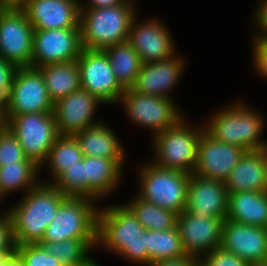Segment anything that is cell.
<instances>
[{
	"label": "cell",
	"instance_id": "cell-15",
	"mask_svg": "<svg viewBox=\"0 0 267 266\" xmlns=\"http://www.w3.org/2000/svg\"><path fill=\"white\" fill-rule=\"evenodd\" d=\"M245 152L239 146L218 141L204 130L198 143L194 174L224 182Z\"/></svg>",
	"mask_w": 267,
	"mask_h": 266
},
{
	"label": "cell",
	"instance_id": "cell-16",
	"mask_svg": "<svg viewBox=\"0 0 267 266\" xmlns=\"http://www.w3.org/2000/svg\"><path fill=\"white\" fill-rule=\"evenodd\" d=\"M221 247L249 265L264 264L267 259V228L225 219Z\"/></svg>",
	"mask_w": 267,
	"mask_h": 266
},
{
	"label": "cell",
	"instance_id": "cell-24",
	"mask_svg": "<svg viewBox=\"0 0 267 266\" xmlns=\"http://www.w3.org/2000/svg\"><path fill=\"white\" fill-rule=\"evenodd\" d=\"M124 159H107L85 156V177L87 178V198L105 196L120 180Z\"/></svg>",
	"mask_w": 267,
	"mask_h": 266
},
{
	"label": "cell",
	"instance_id": "cell-27",
	"mask_svg": "<svg viewBox=\"0 0 267 266\" xmlns=\"http://www.w3.org/2000/svg\"><path fill=\"white\" fill-rule=\"evenodd\" d=\"M110 62L111 68L119 84L131 88L142 67L138 53L128 41L117 43L103 50Z\"/></svg>",
	"mask_w": 267,
	"mask_h": 266
},
{
	"label": "cell",
	"instance_id": "cell-20",
	"mask_svg": "<svg viewBox=\"0 0 267 266\" xmlns=\"http://www.w3.org/2000/svg\"><path fill=\"white\" fill-rule=\"evenodd\" d=\"M127 41L140 56L142 64L168 60L174 56L172 38L157 20L137 25L134 18Z\"/></svg>",
	"mask_w": 267,
	"mask_h": 266
},
{
	"label": "cell",
	"instance_id": "cell-49",
	"mask_svg": "<svg viewBox=\"0 0 267 266\" xmlns=\"http://www.w3.org/2000/svg\"><path fill=\"white\" fill-rule=\"evenodd\" d=\"M250 266H266L265 264H256V265H250Z\"/></svg>",
	"mask_w": 267,
	"mask_h": 266
},
{
	"label": "cell",
	"instance_id": "cell-39",
	"mask_svg": "<svg viewBox=\"0 0 267 266\" xmlns=\"http://www.w3.org/2000/svg\"><path fill=\"white\" fill-rule=\"evenodd\" d=\"M254 39V62L258 72L267 78V39L258 36Z\"/></svg>",
	"mask_w": 267,
	"mask_h": 266
},
{
	"label": "cell",
	"instance_id": "cell-45",
	"mask_svg": "<svg viewBox=\"0 0 267 266\" xmlns=\"http://www.w3.org/2000/svg\"><path fill=\"white\" fill-rule=\"evenodd\" d=\"M7 124L6 107H0V133L7 129Z\"/></svg>",
	"mask_w": 267,
	"mask_h": 266
},
{
	"label": "cell",
	"instance_id": "cell-21",
	"mask_svg": "<svg viewBox=\"0 0 267 266\" xmlns=\"http://www.w3.org/2000/svg\"><path fill=\"white\" fill-rule=\"evenodd\" d=\"M224 183L228 193L267 192V149L246 151Z\"/></svg>",
	"mask_w": 267,
	"mask_h": 266
},
{
	"label": "cell",
	"instance_id": "cell-38",
	"mask_svg": "<svg viewBox=\"0 0 267 266\" xmlns=\"http://www.w3.org/2000/svg\"><path fill=\"white\" fill-rule=\"evenodd\" d=\"M18 67L0 57V97L6 102Z\"/></svg>",
	"mask_w": 267,
	"mask_h": 266
},
{
	"label": "cell",
	"instance_id": "cell-25",
	"mask_svg": "<svg viewBox=\"0 0 267 266\" xmlns=\"http://www.w3.org/2000/svg\"><path fill=\"white\" fill-rule=\"evenodd\" d=\"M83 156L123 159L124 151L117 136L103 123L86 128L74 135Z\"/></svg>",
	"mask_w": 267,
	"mask_h": 266
},
{
	"label": "cell",
	"instance_id": "cell-36",
	"mask_svg": "<svg viewBox=\"0 0 267 266\" xmlns=\"http://www.w3.org/2000/svg\"><path fill=\"white\" fill-rule=\"evenodd\" d=\"M204 256L199 261L202 266H250L239 256L222 247L215 248Z\"/></svg>",
	"mask_w": 267,
	"mask_h": 266
},
{
	"label": "cell",
	"instance_id": "cell-13",
	"mask_svg": "<svg viewBox=\"0 0 267 266\" xmlns=\"http://www.w3.org/2000/svg\"><path fill=\"white\" fill-rule=\"evenodd\" d=\"M120 100L134 122L151 128L156 134L169 129L183 118L170 97L150 96L126 88Z\"/></svg>",
	"mask_w": 267,
	"mask_h": 266
},
{
	"label": "cell",
	"instance_id": "cell-47",
	"mask_svg": "<svg viewBox=\"0 0 267 266\" xmlns=\"http://www.w3.org/2000/svg\"><path fill=\"white\" fill-rule=\"evenodd\" d=\"M0 107H6V102L0 97Z\"/></svg>",
	"mask_w": 267,
	"mask_h": 266
},
{
	"label": "cell",
	"instance_id": "cell-28",
	"mask_svg": "<svg viewBox=\"0 0 267 266\" xmlns=\"http://www.w3.org/2000/svg\"><path fill=\"white\" fill-rule=\"evenodd\" d=\"M147 265L186 256L177 227L164 231L145 230Z\"/></svg>",
	"mask_w": 267,
	"mask_h": 266
},
{
	"label": "cell",
	"instance_id": "cell-42",
	"mask_svg": "<svg viewBox=\"0 0 267 266\" xmlns=\"http://www.w3.org/2000/svg\"><path fill=\"white\" fill-rule=\"evenodd\" d=\"M90 7L87 9H92V8H107V7H114L118 5H122L126 3V0H89Z\"/></svg>",
	"mask_w": 267,
	"mask_h": 266
},
{
	"label": "cell",
	"instance_id": "cell-41",
	"mask_svg": "<svg viewBox=\"0 0 267 266\" xmlns=\"http://www.w3.org/2000/svg\"><path fill=\"white\" fill-rule=\"evenodd\" d=\"M257 10V23L262 31L261 35L258 34V37L267 39V0H262Z\"/></svg>",
	"mask_w": 267,
	"mask_h": 266
},
{
	"label": "cell",
	"instance_id": "cell-7",
	"mask_svg": "<svg viewBox=\"0 0 267 266\" xmlns=\"http://www.w3.org/2000/svg\"><path fill=\"white\" fill-rule=\"evenodd\" d=\"M181 118L174 126L155 134L157 160L154 164L164 169H173L193 174L197 161V148L202 132L184 124Z\"/></svg>",
	"mask_w": 267,
	"mask_h": 266
},
{
	"label": "cell",
	"instance_id": "cell-14",
	"mask_svg": "<svg viewBox=\"0 0 267 266\" xmlns=\"http://www.w3.org/2000/svg\"><path fill=\"white\" fill-rule=\"evenodd\" d=\"M226 218L196 217L187 211L178 214V229L184 253L200 260L215 248L221 247L222 228Z\"/></svg>",
	"mask_w": 267,
	"mask_h": 266
},
{
	"label": "cell",
	"instance_id": "cell-31",
	"mask_svg": "<svg viewBox=\"0 0 267 266\" xmlns=\"http://www.w3.org/2000/svg\"><path fill=\"white\" fill-rule=\"evenodd\" d=\"M39 166L34 161H20L0 167V195L24 187L32 189L38 185L35 177Z\"/></svg>",
	"mask_w": 267,
	"mask_h": 266
},
{
	"label": "cell",
	"instance_id": "cell-30",
	"mask_svg": "<svg viewBox=\"0 0 267 266\" xmlns=\"http://www.w3.org/2000/svg\"><path fill=\"white\" fill-rule=\"evenodd\" d=\"M97 239H68L61 242H40L44 249L56 257L61 266H82L90 259L88 252Z\"/></svg>",
	"mask_w": 267,
	"mask_h": 266
},
{
	"label": "cell",
	"instance_id": "cell-32",
	"mask_svg": "<svg viewBox=\"0 0 267 266\" xmlns=\"http://www.w3.org/2000/svg\"><path fill=\"white\" fill-rule=\"evenodd\" d=\"M83 159L77 139L72 135H59L49 151L46 161L50 162L55 180L67 167L76 165Z\"/></svg>",
	"mask_w": 267,
	"mask_h": 266
},
{
	"label": "cell",
	"instance_id": "cell-33",
	"mask_svg": "<svg viewBox=\"0 0 267 266\" xmlns=\"http://www.w3.org/2000/svg\"><path fill=\"white\" fill-rule=\"evenodd\" d=\"M52 185L66 197L87 198L85 156L76 165L67 167Z\"/></svg>",
	"mask_w": 267,
	"mask_h": 266
},
{
	"label": "cell",
	"instance_id": "cell-44",
	"mask_svg": "<svg viewBox=\"0 0 267 266\" xmlns=\"http://www.w3.org/2000/svg\"><path fill=\"white\" fill-rule=\"evenodd\" d=\"M3 266H25L21 256L15 251L3 260Z\"/></svg>",
	"mask_w": 267,
	"mask_h": 266
},
{
	"label": "cell",
	"instance_id": "cell-5",
	"mask_svg": "<svg viewBox=\"0 0 267 266\" xmlns=\"http://www.w3.org/2000/svg\"><path fill=\"white\" fill-rule=\"evenodd\" d=\"M91 199L67 197L58 207L41 242L97 239L98 211Z\"/></svg>",
	"mask_w": 267,
	"mask_h": 266
},
{
	"label": "cell",
	"instance_id": "cell-1",
	"mask_svg": "<svg viewBox=\"0 0 267 266\" xmlns=\"http://www.w3.org/2000/svg\"><path fill=\"white\" fill-rule=\"evenodd\" d=\"M27 191L23 201L6 212L11 219L16 246L39 244L58 207L67 198L52 183H39Z\"/></svg>",
	"mask_w": 267,
	"mask_h": 266
},
{
	"label": "cell",
	"instance_id": "cell-26",
	"mask_svg": "<svg viewBox=\"0 0 267 266\" xmlns=\"http://www.w3.org/2000/svg\"><path fill=\"white\" fill-rule=\"evenodd\" d=\"M38 69L53 103L81 89L80 70L76 60L40 66Z\"/></svg>",
	"mask_w": 267,
	"mask_h": 266
},
{
	"label": "cell",
	"instance_id": "cell-8",
	"mask_svg": "<svg viewBox=\"0 0 267 266\" xmlns=\"http://www.w3.org/2000/svg\"><path fill=\"white\" fill-rule=\"evenodd\" d=\"M7 128L17 137L28 159L38 166L45 163L59 136L53 112L7 116Z\"/></svg>",
	"mask_w": 267,
	"mask_h": 266
},
{
	"label": "cell",
	"instance_id": "cell-17",
	"mask_svg": "<svg viewBox=\"0 0 267 266\" xmlns=\"http://www.w3.org/2000/svg\"><path fill=\"white\" fill-rule=\"evenodd\" d=\"M185 211L196 217L226 218L228 212V191L220 180L207 179L191 174L187 187Z\"/></svg>",
	"mask_w": 267,
	"mask_h": 266
},
{
	"label": "cell",
	"instance_id": "cell-29",
	"mask_svg": "<svg viewBox=\"0 0 267 266\" xmlns=\"http://www.w3.org/2000/svg\"><path fill=\"white\" fill-rule=\"evenodd\" d=\"M126 206L146 230L164 231L176 227L178 213L163 209L139 196Z\"/></svg>",
	"mask_w": 267,
	"mask_h": 266
},
{
	"label": "cell",
	"instance_id": "cell-3",
	"mask_svg": "<svg viewBox=\"0 0 267 266\" xmlns=\"http://www.w3.org/2000/svg\"><path fill=\"white\" fill-rule=\"evenodd\" d=\"M131 1L114 7L84 9L80 5L82 48L104 50L128 40L135 16Z\"/></svg>",
	"mask_w": 267,
	"mask_h": 266
},
{
	"label": "cell",
	"instance_id": "cell-2",
	"mask_svg": "<svg viewBox=\"0 0 267 266\" xmlns=\"http://www.w3.org/2000/svg\"><path fill=\"white\" fill-rule=\"evenodd\" d=\"M145 230L125 205L98 210L97 242L126 259L147 265Z\"/></svg>",
	"mask_w": 267,
	"mask_h": 266
},
{
	"label": "cell",
	"instance_id": "cell-48",
	"mask_svg": "<svg viewBox=\"0 0 267 266\" xmlns=\"http://www.w3.org/2000/svg\"><path fill=\"white\" fill-rule=\"evenodd\" d=\"M6 257H0V266H3V260L5 259Z\"/></svg>",
	"mask_w": 267,
	"mask_h": 266
},
{
	"label": "cell",
	"instance_id": "cell-12",
	"mask_svg": "<svg viewBox=\"0 0 267 266\" xmlns=\"http://www.w3.org/2000/svg\"><path fill=\"white\" fill-rule=\"evenodd\" d=\"M82 50L80 27L34 30L31 67L75 61Z\"/></svg>",
	"mask_w": 267,
	"mask_h": 266
},
{
	"label": "cell",
	"instance_id": "cell-43",
	"mask_svg": "<svg viewBox=\"0 0 267 266\" xmlns=\"http://www.w3.org/2000/svg\"><path fill=\"white\" fill-rule=\"evenodd\" d=\"M29 0H0V9L22 10Z\"/></svg>",
	"mask_w": 267,
	"mask_h": 266
},
{
	"label": "cell",
	"instance_id": "cell-22",
	"mask_svg": "<svg viewBox=\"0 0 267 266\" xmlns=\"http://www.w3.org/2000/svg\"><path fill=\"white\" fill-rule=\"evenodd\" d=\"M183 60L175 58L142 64L134 85L135 92L150 96L168 97L167 93L180 78Z\"/></svg>",
	"mask_w": 267,
	"mask_h": 266
},
{
	"label": "cell",
	"instance_id": "cell-6",
	"mask_svg": "<svg viewBox=\"0 0 267 266\" xmlns=\"http://www.w3.org/2000/svg\"><path fill=\"white\" fill-rule=\"evenodd\" d=\"M189 173L164 169L154 163L141 169L140 198L163 209L180 214L187 204Z\"/></svg>",
	"mask_w": 267,
	"mask_h": 266
},
{
	"label": "cell",
	"instance_id": "cell-11",
	"mask_svg": "<svg viewBox=\"0 0 267 266\" xmlns=\"http://www.w3.org/2000/svg\"><path fill=\"white\" fill-rule=\"evenodd\" d=\"M76 61L80 70L81 89L96 96L102 103L121 99L125 89L117 81L103 50L83 49Z\"/></svg>",
	"mask_w": 267,
	"mask_h": 266
},
{
	"label": "cell",
	"instance_id": "cell-4",
	"mask_svg": "<svg viewBox=\"0 0 267 266\" xmlns=\"http://www.w3.org/2000/svg\"><path fill=\"white\" fill-rule=\"evenodd\" d=\"M209 123L205 130L218 141L246 151L267 149V144L260 140L262 116L240 102L215 114Z\"/></svg>",
	"mask_w": 267,
	"mask_h": 266
},
{
	"label": "cell",
	"instance_id": "cell-18",
	"mask_svg": "<svg viewBox=\"0 0 267 266\" xmlns=\"http://www.w3.org/2000/svg\"><path fill=\"white\" fill-rule=\"evenodd\" d=\"M102 103L88 91L79 89L59 99L53 106L54 119L59 135H72L94 126L96 105ZM93 121V122H92Z\"/></svg>",
	"mask_w": 267,
	"mask_h": 266
},
{
	"label": "cell",
	"instance_id": "cell-34",
	"mask_svg": "<svg viewBox=\"0 0 267 266\" xmlns=\"http://www.w3.org/2000/svg\"><path fill=\"white\" fill-rule=\"evenodd\" d=\"M20 161L32 160L25 156L17 137L7 128L0 133V167Z\"/></svg>",
	"mask_w": 267,
	"mask_h": 266
},
{
	"label": "cell",
	"instance_id": "cell-40",
	"mask_svg": "<svg viewBox=\"0 0 267 266\" xmlns=\"http://www.w3.org/2000/svg\"><path fill=\"white\" fill-rule=\"evenodd\" d=\"M198 262L199 260L196 258L186 255L180 258L158 261L149 266H195Z\"/></svg>",
	"mask_w": 267,
	"mask_h": 266
},
{
	"label": "cell",
	"instance_id": "cell-35",
	"mask_svg": "<svg viewBox=\"0 0 267 266\" xmlns=\"http://www.w3.org/2000/svg\"><path fill=\"white\" fill-rule=\"evenodd\" d=\"M16 252L23 259L25 266H61L56 257L39 244L16 246Z\"/></svg>",
	"mask_w": 267,
	"mask_h": 266
},
{
	"label": "cell",
	"instance_id": "cell-9",
	"mask_svg": "<svg viewBox=\"0 0 267 266\" xmlns=\"http://www.w3.org/2000/svg\"><path fill=\"white\" fill-rule=\"evenodd\" d=\"M34 28L23 10L0 9V57L19 67H30Z\"/></svg>",
	"mask_w": 267,
	"mask_h": 266
},
{
	"label": "cell",
	"instance_id": "cell-23",
	"mask_svg": "<svg viewBox=\"0 0 267 266\" xmlns=\"http://www.w3.org/2000/svg\"><path fill=\"white\" fill-rule=\"evenodd\" d=\"M226 219L240 224L267 228V192L228 193Z\"/></svg>",
	"mask_w": 267,
	"mask_h": 266
},
{
	"label": "cell",
	"instance_id": "cell-46",
	"mask_svg": "<svg viewBox=\"0 0 267 266\" xmlns=\"http://www.w3.org/2000/svg\"><path fill=\"white\" fill-rule=\"evenodd\" d=\"M82 266H97V263L94 260L90 259L86 264Z\"/></svg>",
	"mask_w": 267,
	"mask_h": 266
},
{
	"label": "cell",
	"instance_id": "cell-10",
	"mask_svg": "<svg viewBox=\"0 0 267 266\" xmlns=\"http://www.w3.org/2000/svg\"><path fill=\"white\" fill-rule=\"evenodd\" d=\"M53 106L41 71L31 66L19 67L6 101V116L53 112Z\"/></svg>",
	"mask_w": 267,
	"mask_h": 266
},
{
	"label": "cell",
	"instance_id": "cell-50",
	"mask_svg": "<svg viewBox=\"0 0 267 266\" xmlns=\"http://www.w3.org/2000/svg\"><path fill=\"white\" fill-rule=\"evenodd\" d=\"M195 266H202V264L200 262H198Z\"/></svg>",
	"mask_w": 267,
	"mask_h": 266
},
{
	"label": "cell",
	"instance_id": "cell-37",
	"mask_svg": "<svg viewBox=\"0 0 267 266\" xmlns=\"http://www.w3.org/2000/svg\"><path fill=\"white\" fill-rule=\"evenodd\" d=\"M0 216V257H7L16 251L11 219L8 214Z\"/></svg>",
	"mask_w": 267,
	"mask_h": 266
},
{
	"label": "cell",
	"instance_id": "cell-19",
	"mask_svg": "<svg viewBox=\"0 0 267 266\" xmlns=\"http://www.w3.org/2000/svg\"><path fill=\"white\" fill-rule=\"evenodd\" d=\"M22 10L34 30L80 27V4L76 0H29Z\"/></svg>",
	"mask_w": 267,
	"mask_h": 266
}]
</instances>
